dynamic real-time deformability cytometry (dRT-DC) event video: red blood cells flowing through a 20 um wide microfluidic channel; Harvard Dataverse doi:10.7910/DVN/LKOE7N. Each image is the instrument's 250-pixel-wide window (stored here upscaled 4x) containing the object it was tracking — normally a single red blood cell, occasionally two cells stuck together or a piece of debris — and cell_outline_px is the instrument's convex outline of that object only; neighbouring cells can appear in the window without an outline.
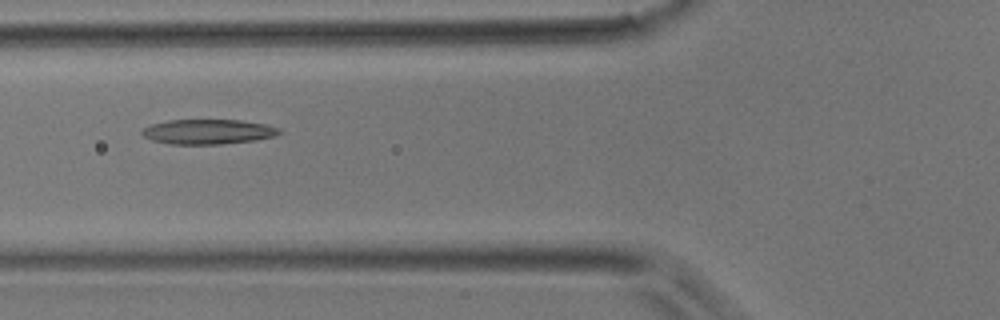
{"species": "common noctule bat (a hibernating species)", "species_latin": "Nyctalus noctula", "temperature_condition": "room temperature", "stored_images_in_passage": 5, "camera_frame_rate_fps": 3000, "um_per_image_px": 0.085, "animal": {"sex": "male", "body_mass_g": 17.9}, "frame": {"image": 1, "passage_image": 5, "time_ms": 1.333, "image_size_px": [1000, 320], "cell_outline_px": [[284, 132], [272, 136], [256, 140], [220, 144], [172, 144], [152, 140], [144, 136], [140, 132], [144, 128], [152, 124], [168, 120], [240, 120], [264, 124], [280, 128]], "centroid_in_image_um": [17.7, 11.19], "position_along_channel_um": 108.1, "area_um2": 19.77}}